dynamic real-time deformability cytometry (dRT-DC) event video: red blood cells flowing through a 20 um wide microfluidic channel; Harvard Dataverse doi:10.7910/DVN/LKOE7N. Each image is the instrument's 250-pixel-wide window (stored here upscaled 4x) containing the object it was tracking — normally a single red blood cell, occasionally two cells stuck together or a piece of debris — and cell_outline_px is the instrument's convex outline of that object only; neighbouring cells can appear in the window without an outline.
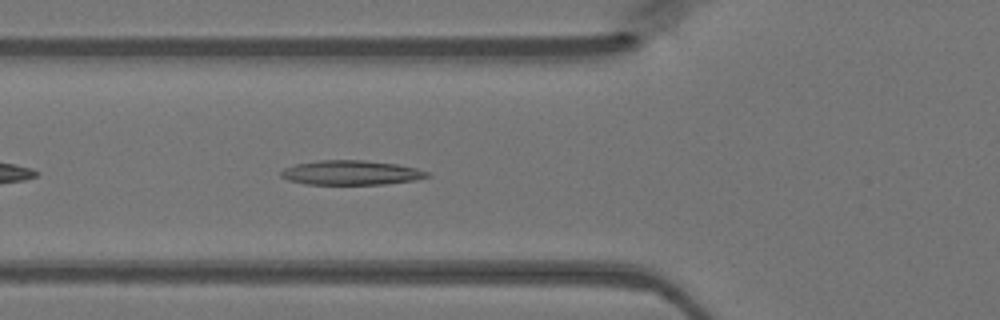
{"species": "Egyptian fruit bat (a non-hibernating species)", "species_latin": "Rousettus aegyptiacus", "temperature_condition": "warm", "stored_images_in_passage": 35, "camera_frame_rate_fps": 3000, "um_per_image_px": 0.085, "animal": {"sex": "female"}, "frame": {"image": 1, "passage_image": 5, "time_ms": 1.333, "image_size_px": [1000, 320], "cell_outline_px": [[432, 176], [416, 180], [384, 184], [304, 184], [288, 180], [280, 176], [280, 172], [284, 168], [296, 164], [320, 160], [364, 160], [396, 164], [416, 168], [432, 172]], "centroid_in_image_um": [29.88, 14.68], "position_along_channel_um": 95.9, "area_um2": 20.98}}
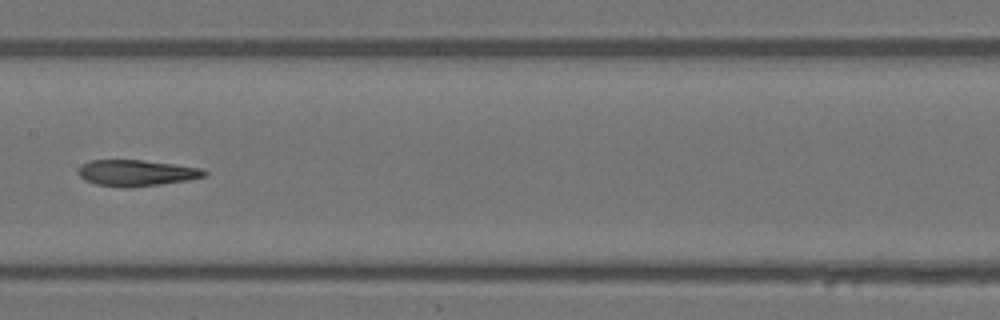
{"frame": {"image": 2, "passage_image": 12, "time_ms": 3.667, "image_size_px": [1000, 320], "cell_outline_px": [[208, 172], [204, 176], [188, 180], [160, 184], [96, 184], [84, 180], [76, 172], [80, 164], [88, 160], [144, 160], [200, 168]], "centroid_in_image_um": [11.55, 14.64], "position_along_channel_um": 195.8, "area_um2": 18.32}}
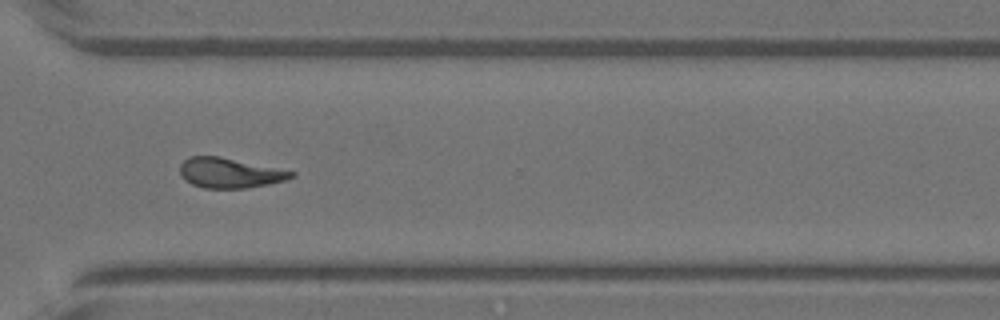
{"frame": {"image": 3, "passage_image": 23, "time_ms": 7.333, "image_size_px": [1000, 320], "cell_outline_px": [[296, 176], [284, 180], [268, 184], [248, 188], [204, 188], [192, 184], [184, 180], [180, 176], [180, 164], [188, 156], [220, 156], [296, 172]], "centroid_in_image_um": [19.5, 14.69], "position_along_channel_um": 351.1, "area_um2": 19.54}}